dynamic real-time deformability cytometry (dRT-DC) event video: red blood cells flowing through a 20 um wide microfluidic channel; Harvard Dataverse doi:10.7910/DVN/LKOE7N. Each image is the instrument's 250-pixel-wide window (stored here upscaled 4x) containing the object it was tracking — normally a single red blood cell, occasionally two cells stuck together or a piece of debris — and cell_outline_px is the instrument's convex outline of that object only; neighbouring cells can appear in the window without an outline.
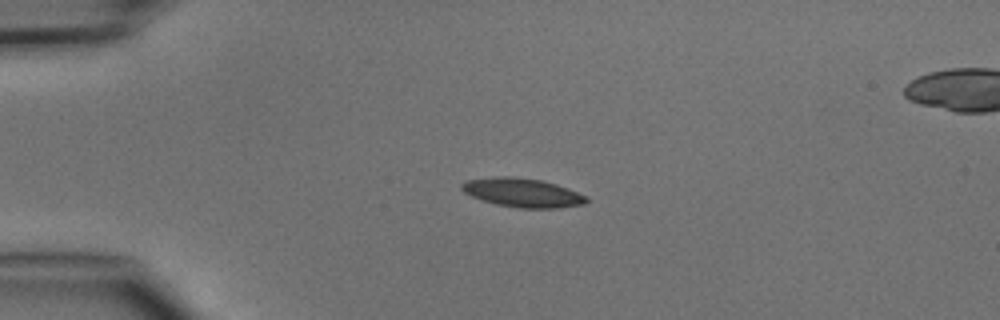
{"species": "common noctule bat (a hibernating species)", "species_latin": "Nyctalus noctula", "temperature_condition": "cold", "stored_images_in_passage": 4, "camera_frame_rate_fps": 3000, "um_per_image_px": 0.085, "animal": {"sex": "male", "body_mass_g": 15.6}, "frame": {"image": 1, "passage_image": 2, "time_ms": 2.0, "image_size_px": [1000, 320], "cell_outline_px": [[588, 200], [584, 204], [556, 208], [520, 208], [496, 204], [472, 196], [464, 192], [460, 188], [460, 184], [464, 180], [492, 176], [512, 176], [540, 180], [556, 184], [568, 188], [588, 196]], "centroid_in_image_um": [44.39, 16.36], "position_along_channel_um": 40.6, "area_um2": 21.1}}